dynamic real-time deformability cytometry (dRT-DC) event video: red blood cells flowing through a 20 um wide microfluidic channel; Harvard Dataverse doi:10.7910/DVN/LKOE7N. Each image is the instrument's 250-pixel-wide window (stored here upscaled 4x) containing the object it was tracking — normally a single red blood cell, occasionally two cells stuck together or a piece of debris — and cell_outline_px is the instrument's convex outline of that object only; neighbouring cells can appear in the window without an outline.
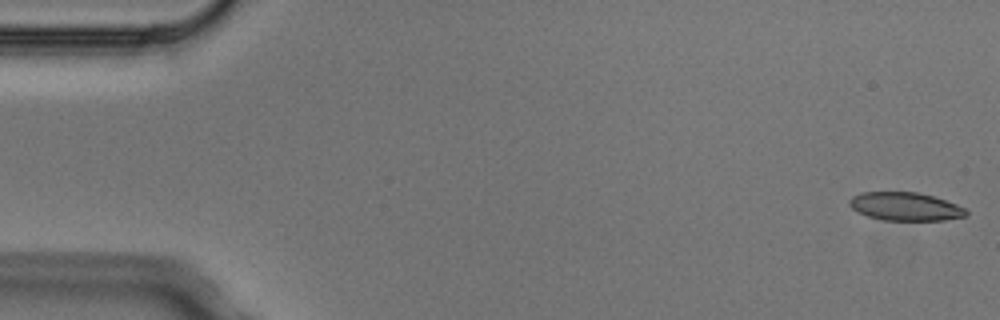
{"species": "Egyptian fruit bat (a non-hibernating species)", "species_latin": "Rousettus aegyptiacus", "temperature_condition": "cold", "stored_images_in_passage": 4, "camera_frame_rate_fps": 3000, "um_per_image_px": 0.085, "animal": {"sex": "male"}, "frame": {"image": 1, "passage_image": 1, "time_ms": 0.0, "image_size_px": [1000, 320], "cell_outline_px": [[968, 216], [944, 220], [884, 220], [868, 216], [852, 208], [848, 204], [848, 200], [852, 196], [860, 192], [916, 192], [932, 196], [956, 204], [964, 208], [968, 212]], "centroid_in_image_um": [76.94, 17.55], "position_along_channel_um": 8.1, "area_um2": 19.13}}
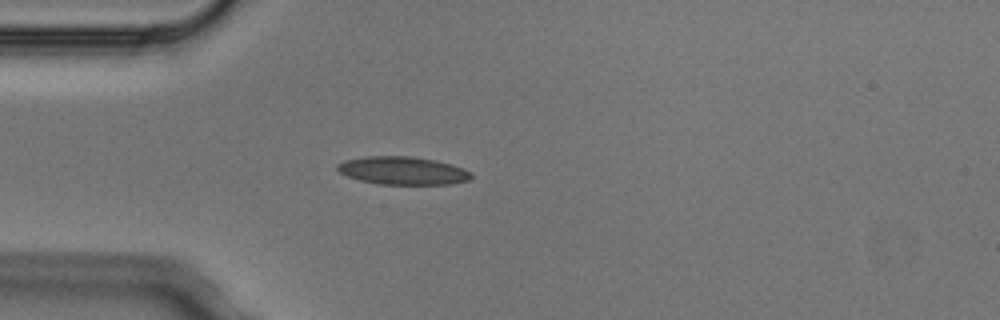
{"frame": {"image": 2, "passage_image": 4, "time_ms": 1.0, "image_size_px": [1000, 320], "cell_outline_px": [[472, 176], [468, 180], [452, 184], [376, 184], [360, 180], [348, 176], [340, 172], [336, 168], [336, 164], [344, 160], [368, 156], [408, 156], [436, 160], [452, 164], [464, 168], [472, 172]], "centroid_in_image_um": [34.25, 14.5], "position_along_channel_um": 50.8, "area_um2": 21.91}}